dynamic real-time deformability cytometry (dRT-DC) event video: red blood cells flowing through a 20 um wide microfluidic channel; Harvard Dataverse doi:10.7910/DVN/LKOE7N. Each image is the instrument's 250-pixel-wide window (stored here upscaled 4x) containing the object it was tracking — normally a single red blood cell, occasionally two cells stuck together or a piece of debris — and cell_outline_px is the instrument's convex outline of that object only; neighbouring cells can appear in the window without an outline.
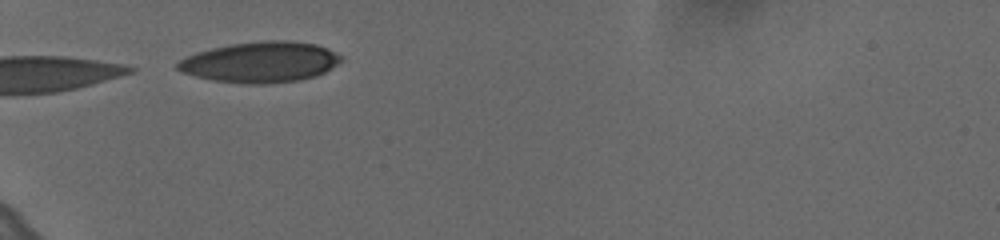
{"species": "human", "species_latin": "Homo sapiens", "temperature_condition": "cold", "stored_images_in_passage": 5, "camera_frame_rate_fps": 3000, "um_per_image_px": 0.085, "donor": {"sex": "female"}, "frame": {"image": 1, "passage_image": 1, "time_ms": 0.0, "image_size_px": [1000, 240], "cell_outline_px": [[344, 60], [324, 72], [316, 76], [300, 80], [264, 84], [244, 84], [212, 80], [180, 72], [176, 68], [176, 64], [184, 56], [196, 52], [212, 48], [232, 44], [264, 40], [292, 40], [316, 44], [328, 48], [344, 56]], "centroid_in_image_um": [22.15, 5.27], "position_along_channel_um": 62.8, "area_um2": 39.19}}